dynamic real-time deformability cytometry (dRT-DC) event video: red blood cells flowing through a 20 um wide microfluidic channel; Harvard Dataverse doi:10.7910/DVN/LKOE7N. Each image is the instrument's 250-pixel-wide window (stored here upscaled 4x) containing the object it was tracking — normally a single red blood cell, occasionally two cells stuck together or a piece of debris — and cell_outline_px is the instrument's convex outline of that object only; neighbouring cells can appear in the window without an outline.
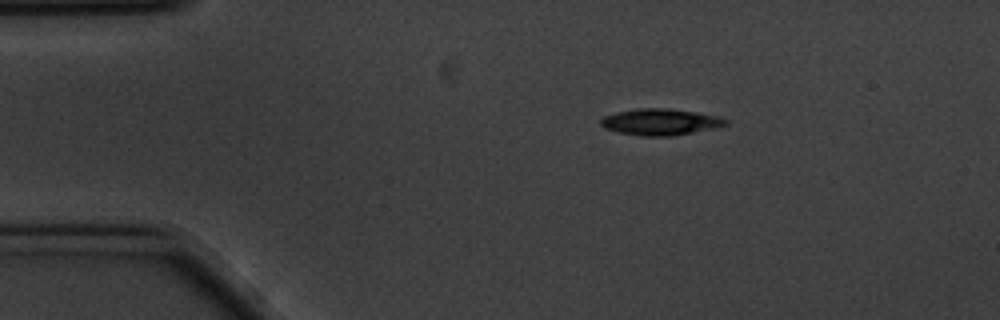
{"species": "common noctule bat (a hibernating species)", "species_latin": "Nyctalus noctula", "temperature_condition": "cold", "stored_images_in_passage": 48, "camera_frame_rate_fps": 3000, "um_per_image_px": 0.085, "animal": {"sex": "male", "body_mass_g": 20.1, "forearm_length_mm": 53.5}, "frame": {"image": 1, "passage_image": 1, "time_ms": 0.0, "image_size_px": [1000, 320], "cell_outline_px": [[728, 124], [716, 128], [672, 136], [644, 136], [620, 132], [604, 128], [600, 124], [600, 120], [604, 116], [616, 112], [640, 108], [664, 108], [696, 112], [720, 116], [728, 120]], "centroid_in_image_um": [56.16, 10.36], "position_along_channel_um": 28.8, "area_um2": 19.19}}
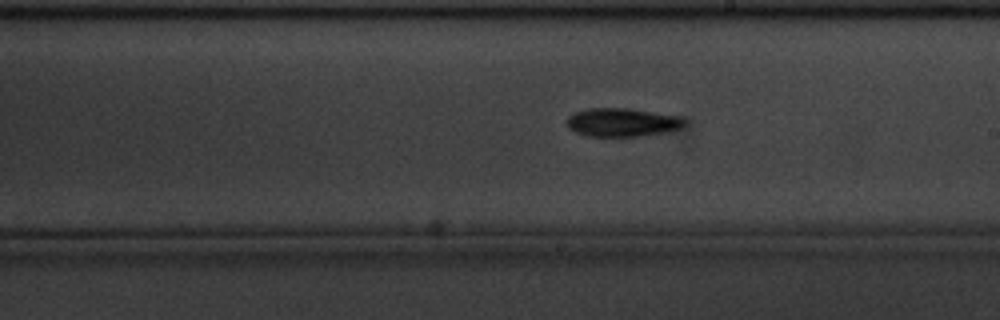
{"frame": {"image": 2, "passage_image": 23, "time_ms": 7.333, "image_size_px": [1000, 320], "cell_outline_px": [[684, 124], [680, 128], [664, 132], [640, 136], [588, 136], [576, 132], [568, 128], [568, 116], [576, 112], [588, 108], [628, 108], [680, 116], [684, 120]], "centroid_in_image_um": [52.87, 10.39], "position_along_channel_um": 236.1, "area_um2": 19.31}}
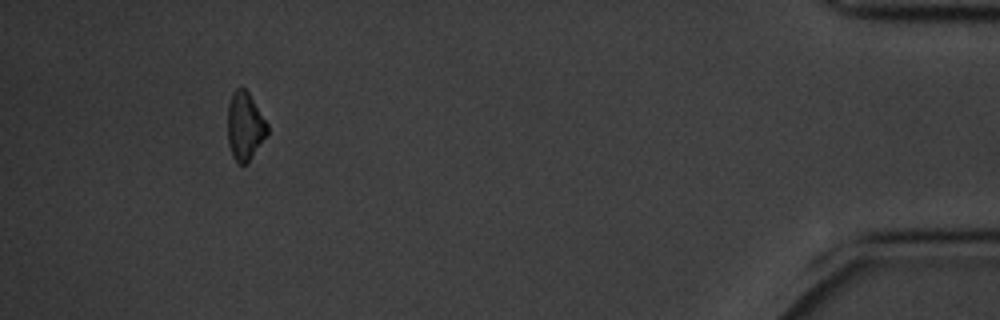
{"frame": {"image": 3, "passage_image": 44, "time_ms": 14.333, "image_size_px": [1000, 320], "cell_outline_px": [[268, 132], [248, 164], [236, 164], [232, 156], [228, 144], [228, 104], [232, 92], [240, 84], [248, 92], [268, 124]], "centroid_in_image_um": [20.8, 10.73], "position_along_channel_um": 414.4, "area_um2": 15.95}, "authors_computed_cell_mechanics": {"area_um2": 18.3804, "velocity_mm_per_s": 3.4811, "shape_relaxation_time_tau1_ms": 2.9979, "shape_relaxation_time_tau2_ms": null, "deformation_change_tau1": 0.1075, "deformation_change_tau2": null}}